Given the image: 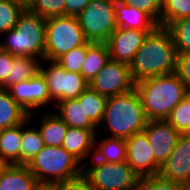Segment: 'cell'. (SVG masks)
<instances>
[{"mask_svg": "<svg viewBox=\"0 0 190 190\" xmlns=\"http://www.w3.org/2000/svg\"><path fill=\"white\" fill-rule=\"evenodd\" d=\"M166 120L180 134H189L188 104L184 99L172 109Z\"/></svg>", "mask_w": 190, "mask_h": 190, "instance_id": "34", "label": "cell"}, {"mask_svg": "<svg viewBox=\"0 0 190 190\" xmlns=\"http://www.w3.org/2000/svg\"><path fill=\"white\" fill-rule=\"evenodd\" d=\"M12 98L28 113L39 110H53L45 77L39 72L36 76L14 83L7 88ZM52 105V108L50 107ZM49 106V108L47 107ZM39 109V110H38Z\"/></svg>", "mask_w": 190, "mask_h": 190, "instance_id": "10", "label": "cell"}, {"mask_svg": "<svg viewBox=\"0 0 190 190\" xmlns=\"http://www.w3.org/2000/svg\"><path fill=\"white\" fill-rule=\"evenodd\" d=\"M152 31L116 28L106 41L110 60L130 65L135 53Z\"/></svg>", "mask_w": 190, "mask_h": 190, "instance_id": "14", "label": "cell"}, {"mask_svg": "<svg viewBox=\"0 0 190 190\" xmlns=\"http://www.w3.org/2000/svg\"><path fill=\"white\" fill-rule=\"evenodd\" d=\"M89 87L108 98L133 90L135 82L132 79L129 65L109 60L89 82Z\"/></svg>", "mask_w": 190, "mask_h": 190, "instance_id": "11", "label": "cell"}, {"mask_svg": "<svg viewBox=\"0 0 190 190\" xmlns=\"http://www.w3.org/2000/svg\"><path fill=\"white\" fill-rule=\"evenodd\" d=\"M35 190H57L54 184L39 183Z\"/></svg>", "mask_w": 190, "mask_h": 190, "instance_id": "40", "label": "cell"}, {"mask_svg": "<svg viewBox=\"0 0 190 190\" xmlns=\"http://www.w3.org/2000/svg\"><path fill=\"white\" fill-rule=\"evenodd\" d=\"M17 1L23 3L26 6L31 0H17Z\"/></svg>", "mask_w": 190, "mask_h": 190, "instance_id": "43", "label": "cell"}, {"mask_svg": "<svg viewBox=\"0 0 190 190\" xmlns=\"http://www.w3.org/2000/svg\"><path fill=\"white\" fill-rule=\"evenodd\" d=\"M26 6L17 0H0V36L13 29Z\"/></svg>", "mask_w": 190, "mask_h": 190, "instance_id": "29", "label": "cell"}, {"mask_svg": "<svg viewBox=\"0 0 190 190\" xmlns=\"http://www.w3.org/2000/svg\"><path fill=\"white\" fill-rule=\"evenodd\" d=\"M77 100L83 104L85 114L98 127L103 117L107 97L88 87Z\"/></svg>", "mask_w": 190, "mask_h": 190, "instance_id": "27", "label": "cell"}, {"mask_svg": "<svg viewBox=\"0 0 190 190\" xmlns=\"http://www.w3.org/2000/svg\"><path fill=\"white\" fill-rule=\"evenodd\" d=\"M45 25V18L25 8L15 27L1 35L0 49L14 56L45 60Z\"/></svg>", "mask_w": 190, "mask_h": 190, "instance_id": "4", "label": "cell"}, {"mask_svg": "<svg viewBox=\"0 0 190 190\" xmlns=\"http://www.w3.org/2000/svg\"><path fill=\"white\" fill-rule=\"evenodd\" d=\"M14 57V55L0 49V87L6 82L8 75H10Z\"/></svg>", "mask_w": 190, "mask_h": 190, "instance_id": "38", "label": "cell"}, {"mask_svg": "<svg viewBox=\"0 0 190 190\" xmlns=\"http://www.w3.org/2000/svg\"><path fill=\"white\" fill-rule=\"evenodd\" d=\"M167 28L171 32L177 54H190V18L176 20Z\"/></svg>", "mask_w": 190, "mask_h": 190, "instance_id": "30", "label": "cell"}, {"mask_svg": "<svg viewBox=\"0 0 190 190\" xmlns=\"http://www.w3.org/2000/svg\"><path fill=\"white\" fill-rule=\"evenodd\" d=\"M110 60L106 42H87V53L80 74L89 83Z\"/></svg>", "mask_w": 190, "mask_h": 190, "instance_id": "23", "label": "cell"}, {"mask_svg": "<svg viewBox=\"0 0 190 190\" xmlns=\"http://www.w3.org/2000/svg\"><path fill=\"white\" fill-rule=\"evenodd\" d=\"M85 38L106 42L116 30V0H91L77 16Z\"/></svg>", "mask_w": 190, "mask_h": 190, "instance_id": "8", "label": "cell"}, {"mask_svg": "<svg viewBox=\"0 0 190 190\" xmlns=\"http://www.w3.org/2000/svg\"><path fill=\"white\" fill-rule=\"evenodd\" d=\"M56 115L69 127L97 130V126L89 119L77 99L57 102L54 105Z\"/></svg>", "mask_w": 190, "mask_h": 190, "instance_id": "21", "label": "cell"}, {"mask_svg": "<svg viewBox=\"0 0 190 190\" xmlns=\"http://www.w3.org/2000/svg\"><path fill=\"white\" fill-rule=\"evenodd\" d=\"M176 58L171 32L158 25L147 35L129 65L133 81L175 73Z\"/></svg>", "mask_w": 190, "mask_h": 190, "instance_id": "1", "label": "cell"}, {"mask_svg": "<svg viewBox=\"0 0 190 190\" xmlns=\"http://www.w3.org/2000/svg\"><path fill=\"white\" fill-rule=\"evenodd\" d=\"M45 60L55 61L64 53L85 45V38L77 17L56 16L46 19Z\"/></svg>", "mask_w": 190, "mask_h": 190, "instance_id": "6", "label": "cell"}, {"mask_svg": "<svg viewBox=\"0 0 190 190\" xmlns=\"http://www.w3.org/2000/svg\"><path fill=\"white\" fill-rule=\"evenodd\" d=\"M143 131L153 150L154 160L162 166L174 150L180 133L166 119L148 120Z\"/></svg>", "mask_w": 190, "mask_h": 190, "instance_id": "15", "label": "cell"}, {"mask_svg": "<svg viewBox=\"0 0 190 190\" xmlns=\"http://www.w3.org/2000/svg\"><path fill=\"white\" fill-rule=\"evenodd\" d=\"M123 4L132 5L147 13L159 26H161L162 0H118Z\"/></svg>", "mask_w": 190, "mask_h": 190, "instance_id": "35", "label": "cell"}, {"mask_svg": "<svg viewBox=\"0 0 190 190\" xmlns=\"http://www.w3.org/2000/svg\"><path fill=\"white\" fill-rule=\"evenodd\" d=\"M126 156L127 149L124 138L96 134L92 156L94 160L105 163H121L126 162Z\"/></svg>", "mask_w": 190, "mask_h": 190, "instance_id": "17", "label": "cell"}, {"mask_svg": "<svg viewBox=\"0 0 190 190\" xmlns=\"http://www.w3.org/2000/svg\"><path fill=\"white\" fill-rule=\"evenodd\" d=\"M83 174L94 190H132L138 178L127 162L105 163L93 158L83 165Z\"/></svg>", "mask_w": 190, "mask_h": 190, "instance_id": "7", "label": "cell"}, {"mask_svg": "<svg viewBox=\"0 0 190 190\" xmlns=\"http://www.w3.org/2000/svg\"><path fill=\"white\" fill-rule=\"evenodd\" d=\"M43 112H41V121L35 125L40 130L44 145L50 147L62 146L68 126L52 110Z\"/></svg>", "mask_w": 190, "mask_h": 190, "instance_id": "22", "label": "cell"}, {"mask_svg": "<svg viewBox=\"0 0 190 190\" xmlns=\"http://www.w3.org/2000/svg\"><path fill=\"white\" fill-rule=\"evenodd\" d=\"M22 123L0 130V160L7 165H20Z\"/></svg>", "mask_w": 190, "mask_h": 190, "instance_id": "24", "label": "cell"}, {"mask_svg": "<svg viewBox=\"0 0 190 190\" xmlns=\"http://www.w3.org/2000/svg\"><path fill=\"white\" fill-rule=\"evenodd\" d=\"M132 190H188L182 184L161 177L159 174L153 176H140L136 179Z\"/></svg>", "mask_w": 190, "mask_h": 190, "instance_id": "31", "label": "cell"}, {"mask_svg": "<svg viewBox=\"0 0 190 190\" xmlns=\"http://www.w3.org/2000/svg\"><path fill=\"white\" fill-rule=\"evenodd\" d=\"M96 134L97 130L68 126L62 147L84 165V161L90 160L93 156Z\"/></svg>", "mask_w": 190, "mask_h": 190, "instance_id": "16", "label": "cell"}, {"mask_svg": "<svg viewBox=\"0 0 190 190\" xmlns=\"http://www.w3.org/2000/svg\"><path fill=\"white\" fill-rule=\"evenodd\" d=\"M66 0H31L26 8L47 19L65 15Z\"/></svg>", "mask_w": 190, "mask_h": 190, "instance_id": "32", "label": "cell"}, {"mask_svg": "<svg viewBox=\"0 0 190 190\" xmlns=\"http://www.w3.org/2000/svg\"><path fill=\"white\" fill-rule=\"evenodd\" d=\"M158 174L190 189V133L179 135L174 150L160 167Z\"/></svg>", "mask_w": 190, "mask_h": 190, "instance_id": "13", "label": "cell"}, {"mask_svg": "<svg viewBox=\"0 0 190 190\" xmlns=\"http://www.w3.org/2000/svg\"><path fill=\"white\" fill-rule=\"evenodd\" d=\"M147 122L140 97L134 88L129 92L107 98L97 134L103 131L106 136L108 132L109 137L126 139L143 131Z\"/></svg>", "mask_w": 190, "mask_h": 190, "instance_id": "2", "label": "cell"}, {"mask_svg": "<svg viewBox=\"0 0 190 190\" xmlns=\"http://www.w3.org/2000/svg\"><path fill=\"white\" fill-rule=\"evenodd\" d=\"M183 18H190V0H162L161 26Z\"/></svg>", "mask_w": 190, "mask_h": 190, "instance_id": "28", "label": "cell"}, {"mask_svg": "<svg viewBox=\"0 0 190 190\" xmlns=\"http://www.w3.org/2000/svg\"><path fill=\"white\" fill-rule=\"evenodd\" d=\"M7 164L0 160V174Z\"/></svg>", "mask_w": 190, "mask_h": 190, "instance_id": "42", "label": "cell"}, {"mask_svg": "<svg viewBox=\"0 0 190 190\" xmlns=\"http://www.w3.org/2000/svg\"><path fill=\"white\" fill-rule=\"evenodd\" d=\"M53 184L57 190H94L83 173L72 179L55 182Z\"/></svg>", "mask_w": 190, "mask_h": 190, "instance_id": "37", "label": "cell"}, {"mask_svg": "<svg viewBox=\"0 0 190 190\" xmlns=\"http://www.w3.org/2000/svg\"><path fill=\"white\" fill-rule=\"evenodd\" d=\"M175 74L185 85L186 90H190V54H177Z\"/></svg>", "mask_w": 190, "mask_h": 190, "instance_id": "36", "label": "cell"}, {"mask_svg": "<svg viewBox=\"0 0 190 190\" xmlns=\"http://www.w3.org/2000/svg\"><path fill=\"white\" fill-rule=\"evenodd\" d=\"M86 53L87 43L85 45L78 46L67 53H64L62 56L57 58L55 62H57L66 71L80 73Z\"/></svg>", "mask_w": 190, "mask_h": 190, "instance_id": "33", "label": "cell"}, {"mask_svg": "<svg viewBox=\"0 0 190 190\" xmlns=\"http://www.w3.org/2000/svg\"><path fill=\"white\" fill-rule=\"evenodd\" d=\"M29 114L12 98L9 91L0 87V130L23 123Z\"/></svg>", "mask_w": 190, "mask_h": 190, "instance_id": "25", "label": "cell"}, {"mask_svg": "<svg viewBox=\"0 0 190 190\" xmlns=\"http://www.w3.org/2000/svg\"><path fill=\"white\" fill-rule=\"evenodd\" d=\"M40 72L46 79L53 105L60 101L77 99L89 87L80 73L66 71L55 61L43 60Z\"/></svg>", "mask_w": 190, "mask_h": 190, "instance_id": "9", "label": "cell"}, {"mask_svg": "<svg viewBox=\"0 0 190 190\" xmlns=\"http://www.w3.org/2000/svg\"><path fill=\"white\" fill-rule=\"evenodd\" d=\"M38 184L26 165H6L0 174V190H35Z\"/></svg>", "mask_w": 190, "mask_h": 190, "instance_id": "19", "label": "cell"}, {"mask_svg": "<svg viewBox=\"0 0 190 190\" xmlns=\"http://www.w3.org/2000/svg\"><path fill=\"white\" fill-rule=\"evenodd\" d=\"M37 112L29 114V117L22 123V139L20 148V165H27L44 147L40 130L31 126V122ZM30 126V127H29Z\"/></svg>", "mask_w": 190, "mask_h": 190, "instance_id": "20", "label": "cell"}, {"mask_svg": "<svg viewBox=\"0 0 190 190\" xmlns=\"http://www.w3.org/2000/svg\"><path fill=\"white\" fill-rule=\"evenodd\" d=\"M117 28L153 31L158 24L145 12L116 0Z\"/></svg>", "mask_w": 190, "mask_h": 190, "instance_id": "18", "label": "cell"}, {"mask_svg": "<svg viewBox=\"0 0 190 190\" xmlns=\"http://www.w3.org/2000/svg\"><path fill=\"white\" fill-rule=\"evenodd\" d=\"M91 0H66L65 16L77 17Z\"/></svg>", "mask_w": 190, "mask_h": 190, "instance_id": "39", "label": "cell"}, {"mask_svg": "<svg viewBox=\"0 0 190 190\" xmlns=\"http://www.w3.org/2000/svg\"><path fill=\"white\" fill-rule=\"evenodd\" d=\"M38 183L53 184L77 177L83 165L62 146L43 149L26 165Z\"/></svg>", "mask_w": 190, "mask_h": 190, "instance_id": "5", "label": "cell"}, {"mask_svg": "<svg viewBox=\"0 0 190 190\" xmlns=\"http://www.w3.org/2000/svg\"><path fill=\"white\" fill-rule=\"evenodd\" d=\"M125 142L126 162L138 177L153 176L159 173L161 166L154 160L153 150L144 131L126 138Z\"/></svg>", "mask_w": 190, "mask_h": 190, "instance_id": "12", "label": "cell"}, {"mask_svg": "<svg viewBox=\"0 0 190 190\" xmlns=\"http://www.w3.org/2000/svg\"><path fill=\"white\" fill-rule=\"evenodd\" d=\"M184 100L188 104V113H189V133H190V90L185 91Z\"/></svg>", "mask_w": 190, "mask_h": 190, "instance_id": "41", "label": "cell"}, {"mask_svg": "<svg viewBox=\"0 0 190 190\" xmlns=\"http://www.w3.org/2000/svg\"><path fill=\"white\" fill-rule=\"evenodd\" d=\"M41 59L36 57L15 56L11 65L10 75L1 88L7 89L14 83L32 78L40 72Z\"/></svg>", "mask_w": 190, "mask_h": 190, "instance_id": "26", "label": "cell"}, {"mask_svg": "<svg viewBox=\"0 0 190 190\" xmlns=\"http://www.w3.org/2000/svg\"><path fill=\"white\" fill-rule=\"evenodd\" d=\"M148 120H164L184 99L185 85L175 74L160 75L135 83Z\"/></svg>", "mask_w": 190, "mask_h": 190, "instance_id": "3", "label": "cell"}]
</instances>
